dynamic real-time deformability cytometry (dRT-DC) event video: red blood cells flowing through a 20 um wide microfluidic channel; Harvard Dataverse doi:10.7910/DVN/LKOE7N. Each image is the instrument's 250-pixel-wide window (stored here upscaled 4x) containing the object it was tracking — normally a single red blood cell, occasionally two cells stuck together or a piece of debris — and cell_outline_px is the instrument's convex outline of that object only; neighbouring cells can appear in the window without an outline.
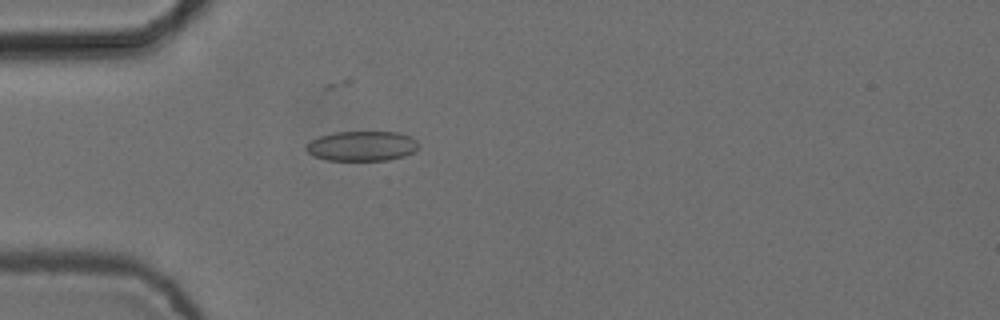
{"species": "common noctule bat (a hibernating species)", "species_latin": "Nyctalus noctula", "temperature_condition": "cold", "stored_images_in_passage": 3, "camera_frame_rate_fps": 3000, "um_per_image_px": 0.085, "animal": {"sex": "female", "body_mass_g": 24.6, "forearm_length_mm": 56.2}, "frame": {"image": 1, "passage_image": 3, "time_ms": 0.667, "image_size_px": [1000, 320], "cell_outline_px": [[420, 144], [416, 152], [404, 156], [388, 160], [328, 160], [312, 156], [304, 148], [312, 140], [320, 136], [332, 132], [400, 132], [412, 136]], "centroid_in_image_um": [30.81, 12.41], "position_along_channel_um": 54.2, "area_um2": 19.83}}